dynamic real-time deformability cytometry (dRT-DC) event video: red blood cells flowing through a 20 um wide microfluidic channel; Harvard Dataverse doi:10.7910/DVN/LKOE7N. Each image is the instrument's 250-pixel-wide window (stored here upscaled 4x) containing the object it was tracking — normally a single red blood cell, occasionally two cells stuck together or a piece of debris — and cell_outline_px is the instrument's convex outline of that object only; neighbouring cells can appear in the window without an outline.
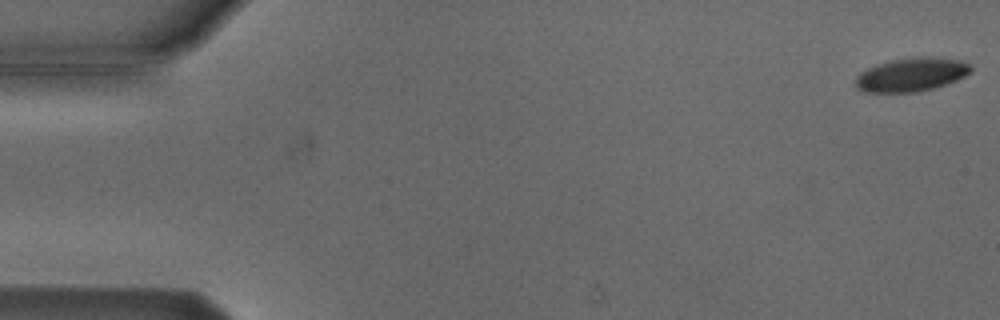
{"species": "Egyptian fruit bat (a non-hibernating species)", "species_latin": "Rousettus aegyptiacus", "temperature_condition": "cold", "stored_images_in_passage": 54, "camera_frame_rate_fps": 3000, "um_per_image_px": 0.085, "animal": {"sex": "male"}, "frame": {"image": 1, "passage_image": 1, "time_ms": 0.0, "image_size_px": [1000, 320], "cell_outline_px": [[972, 68], [964, 76], [956, 80], [932, 88], [916, 92], [864, 92], [856, 88], [856, 76], [860, 72], [876, 64], [892, 60], [920, 56], [928, 56], [960, 60], [968, 64]], "centroid_in_image_um": [77.42, 6.34], "position_along_channel_um": 7.6, "area_um2": 22.37}}
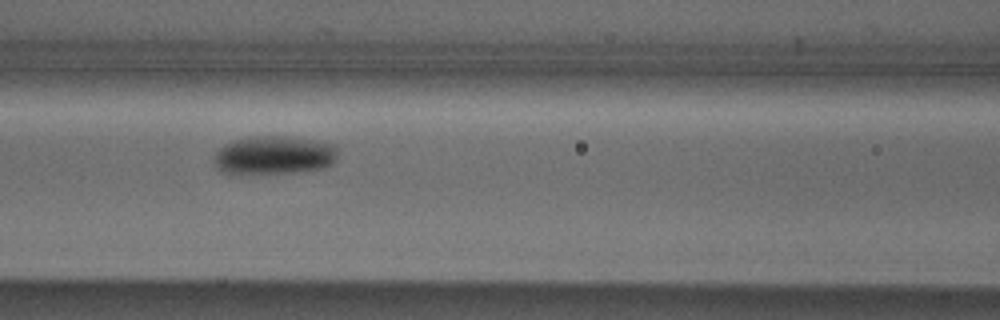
{"frame": {"image": 2, "passage_image": 23, "time_ms": 7.333, "image_size_px": [1000, 320], "cell_outline_px": [[336, 160], [332, 164], [324, 168], [300, 172], [240, 176], [228, 176], [220, 172], [216, 168], [212, 160], [212, 156], [224, 144], [232, 140], [252, 136], [284, 136], [336, 144]], "centroid_in_image_um": [23.18, 13.25], "position_along_channel_um": 143.4, "area_um2": 28.96}}
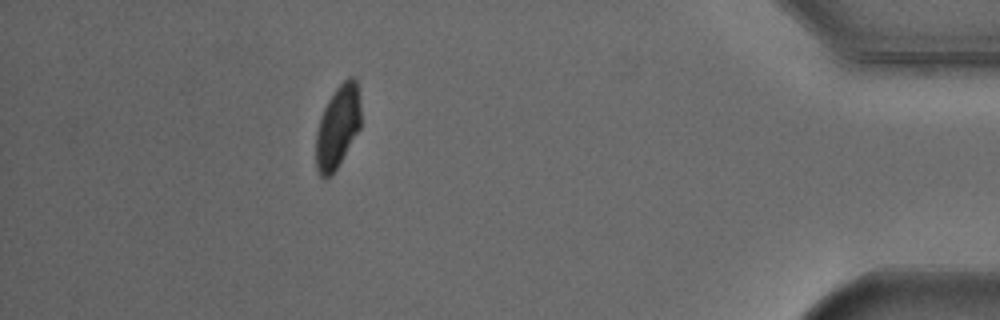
{"frame": {"image": 3, "passage_image": 48, "time_ms": 15.667, "image_size_px": [1000, 320], "cell_outline_px": [[360, 128], [336, 168], [324, 180], [320, 176], [316, 168], [316, 132], [320, 116], [328, 100], [336, 88], [348, 76], [352, 76], [356, 80], [360, 104]], "centroid_in_image_um": [28.69, 10.76], "position_along_channel_um": 406.5, "area_um2": 21.39}, "authors_computed_cell_mechanics": {"area_um2": 24.4494, "velocity_mm_per_s": 3.8078, "shape_relaxation_time_tau1_ms": 2.7088, "shape_relaxation_time_tau2_ms": null, "deformation_change_tau1": 0.0849, "deformation_change_tau2": null}}